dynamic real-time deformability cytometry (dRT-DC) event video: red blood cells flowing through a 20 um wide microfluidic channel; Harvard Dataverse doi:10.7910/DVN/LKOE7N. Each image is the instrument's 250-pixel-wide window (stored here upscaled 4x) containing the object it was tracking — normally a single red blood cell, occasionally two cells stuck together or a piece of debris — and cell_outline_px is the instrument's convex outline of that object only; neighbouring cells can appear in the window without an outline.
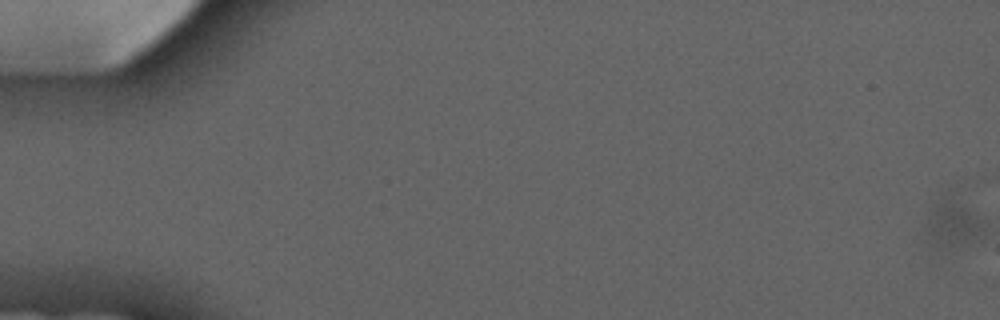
{"species": "common noctule bat (a hibernating species)", "species_latin": "Nyctalus noctula", "temperature_condition": "cold", "stored_images_in_passage": 3, "camera_frame_rate_fps": 3000, "um_per_image_px": 0.085, "animal": {"sex": "male", "forearm_length_mm": 52.5}, "frame": {"image": 1, "passage_image": 1, "time_ms": 0.0, "image_size_px": [1000, 320], "cell_outline_px": [[984, 232], [940, 252], [928, 240], [928, 212], [940, 200], [944, 200], [964, 208], [984, 220]], "centroid_in_image_um": [80.92, 19.15], "position_along_channel_um": 4.1, "area_um2": 14.22}}